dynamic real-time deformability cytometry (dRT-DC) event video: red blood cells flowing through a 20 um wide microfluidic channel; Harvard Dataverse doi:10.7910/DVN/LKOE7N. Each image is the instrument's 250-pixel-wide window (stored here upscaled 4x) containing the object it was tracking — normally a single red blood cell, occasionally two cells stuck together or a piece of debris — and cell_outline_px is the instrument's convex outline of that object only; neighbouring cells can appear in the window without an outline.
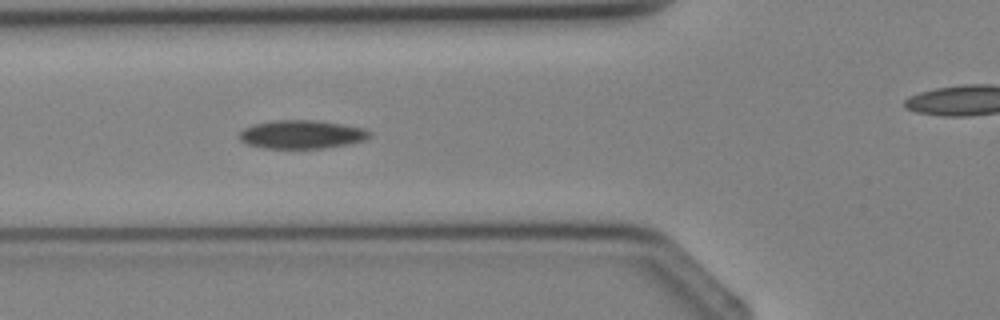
{"species": "Egyptian fruit bat (a non-hibernating species)", "species_latin": "Rousettus aegyptiacus", "temperature_condition": "cold", "stored_images_in_passage": 4, "camera_frame_rate_fps": 3000, "um_per_image_px": 0.085, "animal": {"sex": "female"}, "frame": {"image": 1, "passage_image": 4, "time_ms": 3.667, "image_size_px": [1000, 320], "cell_outline_px": [[372, 136], [364, 140], [348, 144], [324, 148], [264, 148], [248, 144], [240, 140], [240, 132], [244, 128], [256, 124], [272, 120], [316, 120], [344, 124], [368, 128], [372, 132]], "centroid_in_image_um": [25.72, 11.42], "position_along_channel_um": 100.1, "area_um2": 21.73}}